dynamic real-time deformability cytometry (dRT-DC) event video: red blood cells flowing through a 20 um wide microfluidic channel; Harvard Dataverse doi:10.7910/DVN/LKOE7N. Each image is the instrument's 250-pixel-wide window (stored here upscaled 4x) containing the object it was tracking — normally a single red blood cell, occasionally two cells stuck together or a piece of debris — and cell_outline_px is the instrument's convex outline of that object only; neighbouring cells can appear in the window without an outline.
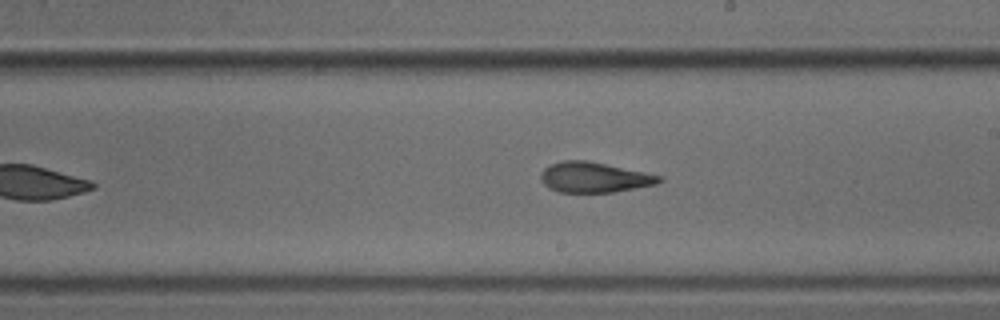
{"species": "common noctule bat (a hibernating species)", "species_latin": "Nyctalus noctula", "temperature_condition": "cold", "stored_images_in_passage": 37, "camera_frame_rate_fps": 3000, "um_per_image_px": 0.085, "animal": {"sex": "male", "body_mass_g": 18.8}, "frame": {"image": 1, "passage_image": 18, "time_ms": 5.667, "image_size_px": [1000, 320], "cell_outline_px": [[664, 180], [656, 184], [612, 192], [560, 192], [548, 188], [540, 180], [540, 172], [544, 168], [552, 164], [564, 160], [584, 160], [664, 176]], "centroid_in_image_um": [50.49, 15.08], "position_along_channel_um": 238.5, "area_um2": 20.75}}